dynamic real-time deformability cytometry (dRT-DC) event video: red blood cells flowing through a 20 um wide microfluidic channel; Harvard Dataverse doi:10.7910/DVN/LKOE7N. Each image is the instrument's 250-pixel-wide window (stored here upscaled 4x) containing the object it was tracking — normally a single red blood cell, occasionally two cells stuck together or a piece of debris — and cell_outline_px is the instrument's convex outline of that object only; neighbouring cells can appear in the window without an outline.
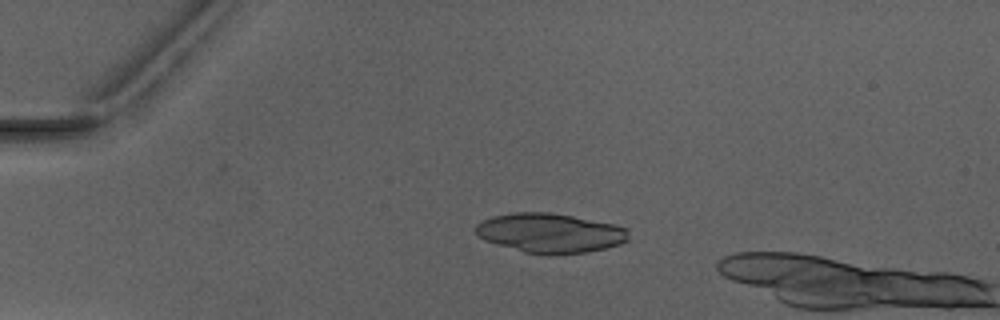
{"species": "Egyptian fruit bat (a non-hibernating species)", "species_latin": "Rousettus aegyptiacus", "temperature_condition": "warm", "stored_images_in_passage": 4, "camera_frame_rate_fps": 3000, "um_per_image_px": 0.085, "animal": {"sex": "male"}, "frame": {"image": 1, "passage_image": 3, "time_ms": 2.333, "image_size_px": [1000, 320], "cell_outline_px": [[628, 240], [620, 244], [588, 252], [552, 256], [548, 256], [524, 252], [484, 240], [472, 228], [476, 224], [492, 216], [516, 212], [548, 212], [572, 216], [616, 224], [628, 228]], "centroid_in_image_um": [46.77, 19.82], "position_along_channel_um": 38.2, "area_um2": 35.49}}